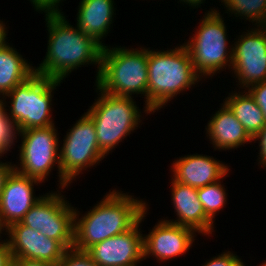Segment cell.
I'll list each match as a JSON object with an SVG mask.
<instances>
[{
    "label": "cell",
    "mask_w": 266,
    "mask_h": 266,
    "mask_svg": "<svg viewBox=\"0 0 266 266\" xmlns=\"http://www.w3.org/2000/svg\"><path fill=\"white\" fill-rule=\"evenodd\" d=\"M205 12L192 38L185 42L193 67L201 77H213L220 70L232 68V51L228 48L224 18L215 8Z\"/></svg>",
    "instance_id": "cell-6"
},
{
    "label": "cell",
    "mask_w": 266,
    "mask_h": 266,
    "mask_svg": "<svg viewBox=\"0 0 266 266\" xmlns=\"http://www.w3.org/2000/svg\"><path fill=\"white\" fill-rule=\"evenodd\" d=\"M95 90L99 91L98 99L86 113L94 122L100 150L107 156L122 139L137 129L142 114L133 97Z\"/></svg>",
    "instance_id": "cell-7"
},
{
    "label": "cell",
    "mask_w": 266,
    "mask_h": 266,
    "mask_svg": "<svg viewBox=\"0 0 266 266\" xmlns=\"http://www.w3.org/2000/svg\"><path fill=\"white\" fill-rule=\"evenodd\" d=\"M250 30L232 44L231 71L243 89L266 81V30L258 27Z\"/></svg>",
    "instance_id": "cell-11"
},
{
    "label": "cell",
    "mask_w": 266,
    "mask_h": 266,
    "mask_svg": "<svg viewBox=\"0 0 266 266\" xmlns=\"http://www.w3.org/2000/svg\"><path fill=\"white\" fill-rule=\"evenodd\" d=\"M7 27L3 21L0 20V48L6 46L8 42L6 41L7 39Z\"/></svg>",
    "instance_id": "cell-33"
},
{
    "label": "cell",
    "mask_w": 266,
    "mask_h": 266,
    "mask_svg": "<svg viewBox=\"0 0 266 266\" xmlns=\"http://www.w3.org/2000/svg\"><path fill=\"white\" fill-rule=\"evenodd\" d=\"M63 139L60 147V172L69 183L83 170L93 167L105 158L98 145L95 125L85 112Z\"/></svg>",
    "instance_id": "cell-10"
},
{
    "label": "cell",
    "mask_w": 266,
    "mask_h": 266,
    "mask_svg": "<svg viewBox=\"0 0 266 266\" xmlns=\"http://www.w3.org/2000/svg\"><path fill=\"white\" fill-rule=\"evenodd\" d=\"M64 0H30L37 12L55 13L61 12L58 6Z\"/></svg>",
    "instance_id": "cell-28"
},
{
    "label": "cell",
    "mask_w": 266,
    "mask_h": 266,
    "mask_svg": "<svg viewBox=\"0 0 266 266\" xmlns=\"http://www.w3.org/2000/svg\"><path fill=\"white\" fill-rule=\"evenodd\" d=\"M179 1L180 3L182 2L183 4L186 3V5H189L194 9L201 7V4L205 2V0H179Z\"/></svg>",
    "instance_id": "cell-34"
},
{
    "label": "cell",
    "mask_w": 266,
    "mask_h": 266,
    "mask_svg": "<svg viewBox=\"0 0 266 266\" xmlns=\"http://www.w3.org/2000/svg\"><path fill=\"white\" fill-rule=\"evenodd\" d=\"M122 192L110 190L80 218L81 213L75 208L74 248L87 251L96 243L130 230L139 221L148 204Z\"/></svg>",
    "instance_id": "cell-2"
},
{
    "label": "cell",
    "mask_w": 266,
    "mask_h": 266,
    "mask_svg": "<svg viewBox=\"0 0 266 266\" xmlns=\"http://www.w3.org/2000/svg\"><path fill=\"white\" fill-rule=\"evenodd\" d=\"M95 83L101 91L116 96L143 94V111L147 115L152 113L147 108L148 48L103 47Z\"/></svg>",
    "instance_id": "cell-4"
},
{
    "label": "cell",
    "mask_w": 266,
    "mask_h": 266,
    "mask_svg": "<svg viewBox=\"0 0 266 266\" xmlns=\"http://www.w3.org/2000/svg\"><path fill=\"white\" fill-rule=\"evenodd\" d=\"M5 232L13 258L38 260L57 266L66 250L57 240L20 222L7 227Z\"/></svg>",
    "instance_id": "cell-13"
},
{
    "label": "cell",
    "mask_w": 266,
    "mask_h": 266,
    "mask_svg": "<svg viewBox=\"0 0 266 266\" xmlns=\"http://www.w3.org/2000/svg\"><path fill=\"white\" fill-rule=\"evenodd\" d=\"M211 117L205 129L215 150L236 149L253 142V138L225 103Z\"/></svg>",
    "instance_id": "cell-18"
},
{
    "label": "cell",
    "mask_w": 266,
    "mask_h": 266,
    "mask_svg": "<svg viewBox=\"0 0 266 266\" xmlns=\"http://www.w3.org/2000/svg\"><path fill=\"white\" fill-rule=\"evenodd\" d=\"M171 198L177 215L176 220L166 221L186 226L196 233L210 235L214 232V223L206 216L198 198L197 188L181 184L171 179Z\"/></svg>",
    "instance_id": "cell-17"
},
{
    "label": "cell",
    "mask_w": 266,
    "mask_h": 266,
    "mask_svg": "<svg viewBox=\"0 0 266 266\" xmlns=\"http://www.w3.org/2000/svg\"><path fill=\"white\" fill-rule=\"evenodd\" d=\"M229 14L251 21L258 26L266 9V0H220ZM255 24H254V23Z\"/></svg>",
    "instance_id": "cell-23"
},
{
    "label": "cell",
    "mask_w": 266,
    "mask_h": 266,
    "mask_svg": "<svg viewBox=\"0 0 266 266\" xmlns=\"http://www.w3.org/2000/svg\"><path fill=\"white\" fill-rule=\"evenodd\" d=\"M45 17L49 35L47 52L42 63L35 67V73L63 81L69 73L90 63L98 65L97 79L103 46L71 25L63 12L45 13Z\"/></svg>",
    "instance_id": "cell-1"
},
{
    "label": "cell",
    "mask_w": 266,
    "mask_h": 266,
    "mask_svg": "<svg viewBox=\"0 0 266 266\" xmlns=\"http://www.w3.org/2000/svg\"><path fill=\"white\" fill-rule=\"evenodd\" d=\"M198 198L206 216L214 223L217 213L227 204V194L221 180L205 187L197 188Z\"/></svg>",
    "instance_id": "cell-22"
},
{
    "label": "cell",
    "mask_w": 266,
    "mask_h": 266,
    "mask_svg": "<svg viewBox=\"0 0 266 266\" xmlns=\"http://www.w3.org/2000/svg\"><path fill=\"white\" fill-rule=\"evenodd\" d=\"M248 93L258 104L266 120V81L251 85L247 89Z\"/></svg>",
    "instance_id": "cell-27"
},
{
    "label": "cell",
    "mask_w": 266,
    "mask_h": 266,
    "mask_svg": "<svg viewBox=\"0 0 266 266\" xmlns=\"http://www.w3.org/2000/svg\"><path fill=\"white\" fill-rule=\"evenodd\" d=\"M171 169L174 181L194 188L218 182L230 172L227 164L222 161L198 153L177 158Z\"/></svg>",
    "instance_id": "cell-16"
},
{
    "label": "cell",
    "mask_w": 266,
    "mask_h": 266,
    "mask_svg": "<svg viewBox=\"0 0 266 266\" xmlns=\"http://www.w3.org/2000/svg\"><path fill=\"white\" fill-rule=\"evenodd\" d=\"M260 266H266V261L263 262Z\"/></svg>",
    "instance_id": "cell-36"
},
{
    "label": "cell",
    "mask_w": 266,
    "mask_h": 266,
    "mask_svg": "<svg viewBox=\"0 0 266 266\" xmlns=\"http://www.w3.org/2000/svg\"><path fill=\"white\" fill-rule=\"evenodd\" d=\"M202 266H245L244 262L238 255L231 251L223 252V254L212 257L211 260L206 261Z\"/></svg>",
    "instance_id": "cell-26"
},
{
    "label": "cell",
    "mask_w": 266,
    "mask_h": 266,
    "mask_svg": "<svg viewBox=\"0 0 266 266\" xmlns=\"http://www.w3.org/2000/svg\"><path fill=\"white\" fill-rule=\"evenodd\" d=\"M62 81L35 73L24 83L1 97L11 99L6 115L15 132L54 125L51 113L53 91ZM6 96V97H5Z\"/></svg>",
    "instance_id": "cell-5"
},
{
    "label": "cell",
    "mask_w": 266,
    "mask_h": 266,
    "mask_svg": "<svg viewBox=\"0 0 266 266\" xmlns=\"http://www.w3.org/2000/svg\"><path fill=\"white\" fill-rule=\"evenodd\" d=\"M11 266H55V265L38 260L13 258Z\"/></svg>",
    "instance_id": "cell-31"
},
{
    "label": "cell",
    "mask_w": 266,
    "mask_h": 266,
    "mask_svg": "<svg viewBox=\"0 0 266 266\" xmlns=\"http://www.w3.org/2000/svg\"><path fill=\"white\" fill-rule=\"evenodd\" d=\"M41 181L20 174L13 169L7 176L0 194V225L5 230L10 225L20 222L31 207L42 196L36 197L34 185Z\"/></svg>",
    "instance_id": "cell-15"
},
{
    "label": "cell",
    "mask_w": 266,
    "mask_h": 266,
    "mask_svg": "<svg viewBox=\"0 0 266 266\" xmlns=\"http://www.w3.org/2000/svg\"><path fill=\"white\" fill-rule=\"evenodd\" d=\"M57 266H98L87 251L66 249Z\"/></svg>",
    "instance_id": "cell-25"
},
{
    "label": "cell",
    "mask_w": 266,
    "mask_h": 266,
    "mask_svg": "<svg viewBox=\"0 0 266 266\" xmlns=\"http://www.w3.org/2000/svg\"><path fill=\"white\" fill-rule=\"evenodd\" d=\"M228 96L224 103L234 113L248 134L254 138L266 124L262 110L246 90L244 92L239 90L238 93L232 91Z\"/></svg>",
    "instance_id": "cell-21"
},
{
    "label": "cell",
    "mask_w": 266,
    "mask_h": 266,
    "mask_svg": "<svg viewBox=\"0 0 266 266\" xmlns=\"http://www.w3.org/2000/svg\"><path fill=\"white\" fill-rule=\"evenodd\" d=\"M14 169V164L11 162H0V194L3 189L5 180L10 172Z\"/></svg>",
    "instance_id": "cell-32"
},
{
    "label": "cell",
    "mask_w": 266,
    "mask_h": 266,
    "mask_svg": "<svg viewBox=\"0 0 266 266\" xmlns=\"http://www.w3.org/2000/svg\"><path fill=\"white\" fill-rule=\"evenodd\" d=\"M2 229H3V228H2V226L0 225V234H3V232L5 231V230H2ZM2 231H3V232H2ZM1 236H2V235H0V238H2ZM0 241H3V240L0 239Z\"/></svg>",
    "instance_id": "cell-35"
},
{
    "label": "cell",
    "mask_w": 266,
    "mask_h": 266,
    "mask_svg": "<svg viewBox=\"0 0 266 266\" xmlns=\"http://www.w3.org/2000/svg\"><path fill=\"white\" fill-rule=\"evenodd\" d=\"M114 0H80L77 13V27L86 35L102 43L103 37L110 32L113 18L116 15Z\"/></svg>",
    "instance_id": "cell-19"
},
{
    "label": "cell",
    "mask_w": 266,
    "mask_h": 266,
    "mask_svg": "<svg viewBox=\"0 0 266 266\" xmlns=\"http://www.w3.org/2000/svg\"><path fill=\"white\" fill-rule=\"evenodd\" d=\"M259 142V162L263 168L266 167V124L262 127L260 132L253 138V141Z\"/></svg>",
    "instance_id": "cell-29"
},
{
    "label": "cell",
    "mask_w": 266,
    "mask_h": 266,
    "mask_svg": "<svg viewBox=\"0 0 266 266\" xmlns=\"http://www.w3.org/2000/svg\"><path fill=\"white\" fill-rule=\"evenodd\" d=\"M148 209L130 230L96 243L87 250L98 266H137L144 260L143 234L139 227Z\"/></svg>",
    "instance_id": "cell-12"
},
{
    "label": "cell",
    "mask_w": 266,
    "mask_h": 266,
    "mask_svg": "<svg viewBox=\"0 0 266 266\" xmlns=\"http://www.w3.org/2000/svg\"><path fill=\"white\" fill-rule=\"evenodd\" d=\"M19 135L21 136V146L18 150L20 167L14 164V169L22 175L44 183L57 164L61 192L66 186H70L60 172V141L55 125L16 132V136Z\"/></svg>",
    "instance_id": "cell-8"
},
{
    "label": "cell",
    "mask_w": 266,
    "mask_h": 266,
    "mask_svg": "<svg viewBox=\"0 0 266 266\" xmlns=\"http://www.w3.org/2000/svg\"><path fill=\"white\" fill-rule=\"evenodd\" d=\"M12 47L0 48V98L35 74V67Z\"/></svg>",
    "instance_id": "cell-20"
},
{
    "label": "cell",
    "mask_w": 266,
    "mask_h": 266,
    "mask_svg": "<svg viewBox=\"0 0 266 266\" xmlns=\"http://www.w3.org/2000/svg\"><path fill=\"white\" fill-rule=\"evenodd\" d=\"M5 99H0V157L7 154L12 145H15L14 141L17 139L15 129L12 126L9 118L6 115V105ZM1 162V160H0Z\"/></svg>",
    "instance_id": "cell-24"
},
{
    "label": "cell",
    "mask_w": 266,
    "mask_h": 266,
    "mask_svg": "<svg viewBox=\"0 0 266 266\" xmlns=\"http://www.w3.org/2000/svg\"><path fill=\"white\" fill-rule=\"evenodd\" d=\"M12 259L13 257L9 244L4 239V241L0 242V266H11Z\"/></svg>",
    "instance_id": "cell-30"
},
{
    "label": "cell",
    "mask_w": 266,
    "mask_h": 266,
    "mask_svg": "<svg viewBox=\"0 0 266 266\" xmlns=\"http://www.w3.org/2000/svg\"><path fill=\"white\" fill-rule=\"evenodd\" d=\"M45 194L31 207L20 223L57 240L65 249L72 248L75 208L59 190Z\"/></svg>",
    "instance_id": "cell-9"
},
{
    "label": "cell",
    "mask_w": 266,
    "mask_h": 266,
    "mask_svg": "<svg viewBox=\"0 0 266 266\" xmlns=\"http://www.w3.org/2000/svg\"><path fill=\"white\" fill-rule=\"evenodd\" d=\"M201 79L184 43L166 51L148 48L147 108L153 114Z\"/></svg>",
    "instance_id": "cell-3"
},
{
    "label": "cell",
    "mask_w": 266,
    "mask_h": 266,
    "mask_svg": "<svg viewBox=\"0 0 266 266\" xmlns=\"http://www.w3.org/2000/svg\"><path fill=\"white\" fill-rule=\"evenodd\" d=\"M195 233L186 226L163 219L158 221L154 228L150 229L149 234L143 235L144 260L152 256L157 261L166 262L186 254L196 240Z\"/></svg>",
    "instance_id": "cell-14"
}]
</instances>
